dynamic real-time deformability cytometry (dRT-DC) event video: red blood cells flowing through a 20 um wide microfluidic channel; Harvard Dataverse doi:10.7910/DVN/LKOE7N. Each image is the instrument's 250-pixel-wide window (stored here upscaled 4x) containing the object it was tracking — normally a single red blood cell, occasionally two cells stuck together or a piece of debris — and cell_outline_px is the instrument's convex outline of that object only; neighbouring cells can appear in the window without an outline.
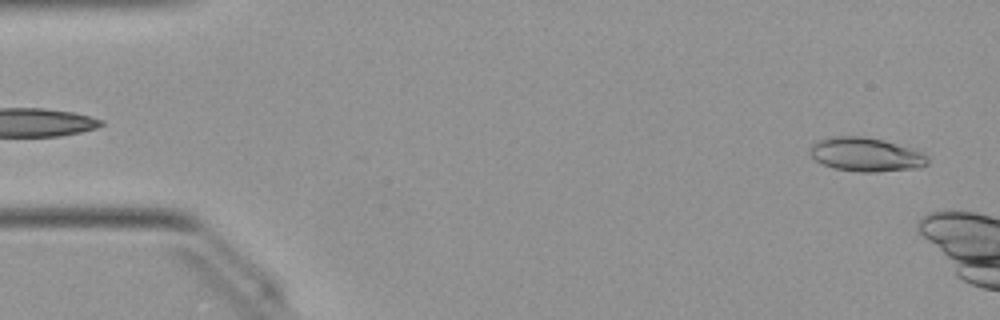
{"species": "Egyptian fruit bat (a non-hibernating species)", "species_latin": "Rousettus aegyptiacus", "temperature_condition": "warm", "stored_images_in_passage": 7, "camera_frame_rate_fps": 3000, "um_per_image_px": 0.085, "animal": {"sex": "female"}, "frame": {"image": 1, "passage_image": 2, "time_ms": 0.333, "image_size_px": [1000, 320], "cell_outline_px": [[928, 164], [920, 168], [876, 172], [860, 172], [832, 168], [820, 164], [808, 152], [808, 148], [816, 140], [832, 136], [864, 136], [884, 140], [920, 152], [928, 156]], "centroid_in_image_um": [73.54, 13.14], "position_along_channel_um": 11.5, "area_um2": 23.47}}